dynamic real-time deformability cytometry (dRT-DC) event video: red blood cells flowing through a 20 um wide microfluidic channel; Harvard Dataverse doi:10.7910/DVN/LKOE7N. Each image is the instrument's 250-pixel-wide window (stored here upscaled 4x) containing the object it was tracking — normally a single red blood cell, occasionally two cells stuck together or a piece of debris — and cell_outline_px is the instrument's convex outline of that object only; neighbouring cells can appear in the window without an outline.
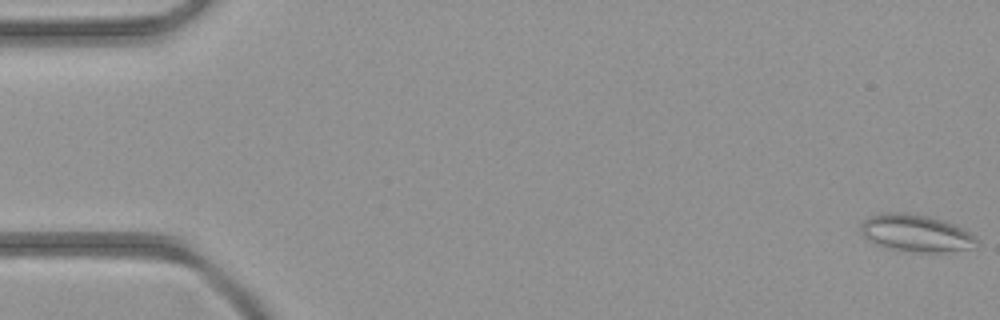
{"species": "common noctule bat (a hibernating species)", "species_latin": "Nyctalus noctula", "temperature_condition": "room temperature", "stored_images_in_passage": 45, "camera_frame_rate_fps": 3000, "um_per_image_px": 0.085, "animal": {"sex": "female", "body_mass_g": 21.9}, "frame": {"image": 1, "passage_image": 1, "time_ms": 0.0, "image_size_px": [1000, 320], "cell_outline_px": [[976, 240], [968, 248], [944, 252], [912, 252], [892, 248], [876, 244], [868, 240], [860, 232], [860, 224], [864, 220], [872, 216], [892, 212], [904, 212], [928, 216], [952, 224], [968, 232]], "centroid_in_image_um": [77.76, 19.81], "position_along_channel_um": 7.2, "area_um2": 24.33}}
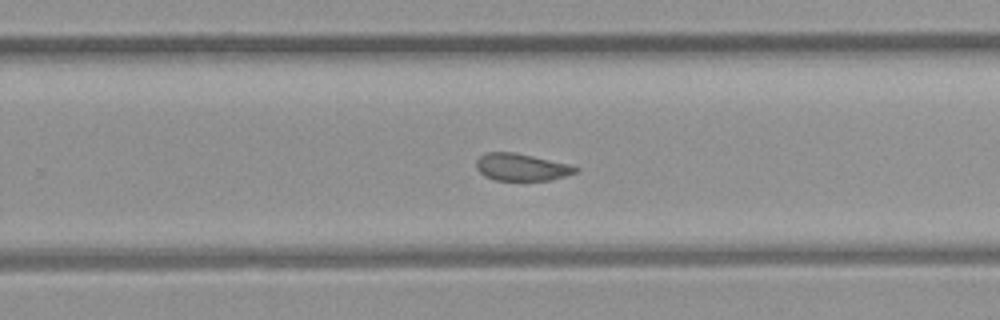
{"frame": {"image": 2, "passage_image": 29, "time_ms": 9.333, "image_size_px": [1000, 320], "cell_outline_px": [[580, 172], [552, 180], [496, 180], [484, 176], [476, 168], [476, 160], [484, 152], [516, 152], [572, 164], [580, 168]], "centroid_in_image_um": [44.38, 14.2], "position_along_channel_um": 285.4, "area_um2": 16.13}}
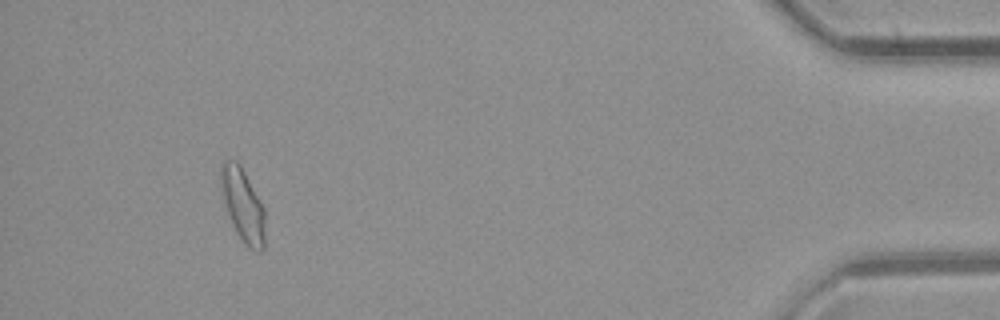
{"frame": {"image": 3, "passage_image": 42, "time_ms": 13.667, "image_size_px": [1000, 320], "cell_outline_px": [[264, 248], [260, 252], [256, 252], [248, 248], [244, 244], [224, 204], [220, 180], [220, 168], [224, 160], [236, 160], [240, 164], [260, 200], [264, 208]], "centroid_in_image_um": [20.65, 17.42], "position_along_channel_um": 414.6, "area_um2": 18.5}}